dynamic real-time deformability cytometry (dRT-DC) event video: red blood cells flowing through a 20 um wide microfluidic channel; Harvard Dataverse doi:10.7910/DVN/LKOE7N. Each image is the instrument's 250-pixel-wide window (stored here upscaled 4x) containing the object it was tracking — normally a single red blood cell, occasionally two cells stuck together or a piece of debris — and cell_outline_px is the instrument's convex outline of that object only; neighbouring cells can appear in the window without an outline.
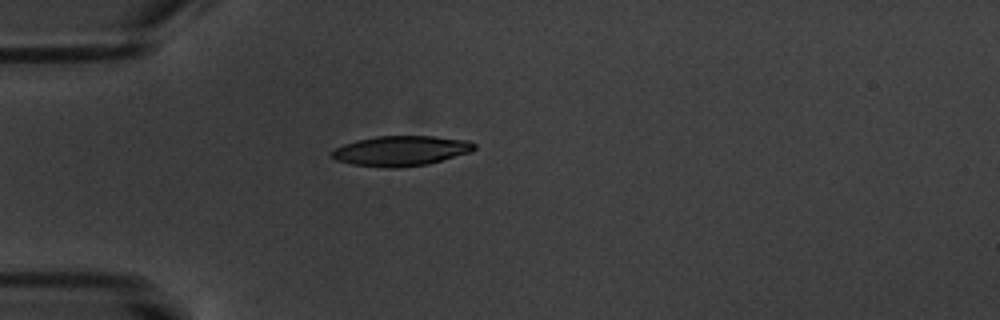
{"species": "common noctule bat (a hibernating species)", "species_latin": "Nyctalus noctula", "temperature_condition": "warm", "stored_images_in_passage": 1, "camera_frame_rate_fps": 3000, "um_per_image_px": 0.085, "animal": {"sex": "male", "body_mass_g": 20.1, "forearm_length_mm": 53.5}, "frame": {"image": 1, "passage_image": 1, "time_ms": 0.0, "image_size_px": [1000, 320], "cell_outline_px": [[476, 148], [472, 152], [428, 164], [396, 168], [384, 168], [352, 164], [336, 160], [332, 156], [332, 152], [336, 148], [344, 144], [356, 140], [376, 136], [432, 136], [468, 140], [476, 144]], "centroid_in_image_um": [34.12, 12.82], "position_along_channel_um": 50.9, "area_um2": 25.03}}